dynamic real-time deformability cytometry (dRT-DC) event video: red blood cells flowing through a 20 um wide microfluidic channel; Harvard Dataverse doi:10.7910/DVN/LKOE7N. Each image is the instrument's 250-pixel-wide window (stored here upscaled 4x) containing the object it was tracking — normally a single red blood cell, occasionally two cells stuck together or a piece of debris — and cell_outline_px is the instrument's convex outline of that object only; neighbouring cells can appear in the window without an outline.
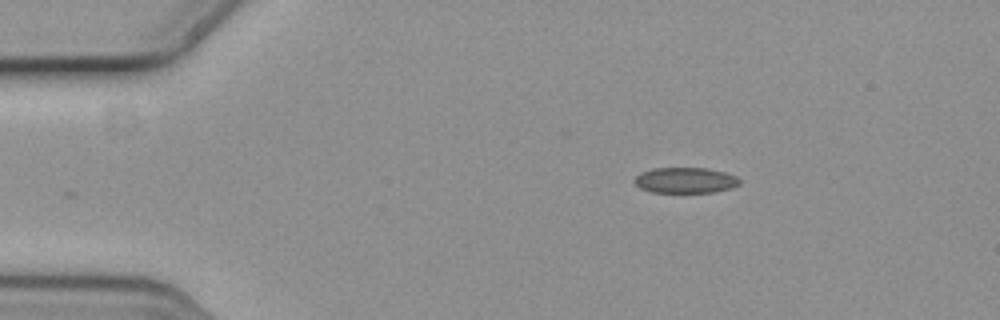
{"species": "common noctule bat (a hibernating species)", "species_latin": "Nyctalus noctula", "temperature_condition": "cold", "stored_images_in_passage": 36, "camera_frame_rate_fps": 3000, "um_per_image_px": 0.085, "animal": {"sex": "female", "body_mass_g": 19.3, "forearm_length_mm": 54.1}, "frame": {"image": 1, "passage_image": 1, "time_ms": 0.0, "image_size_px": [1000, 320], "cell_outline_px": [[740, 184], [732, 188], [712, 192], [652, 192], [640, 188], [632, 180], [640, 172], [652, 168], [704, 168], [724, 172], [736, 176], [740, 180]], "centroid_in_image_um": [58.23, 15.32], "position_along_channel_um": 26.8, "area_um2": 15.72}}
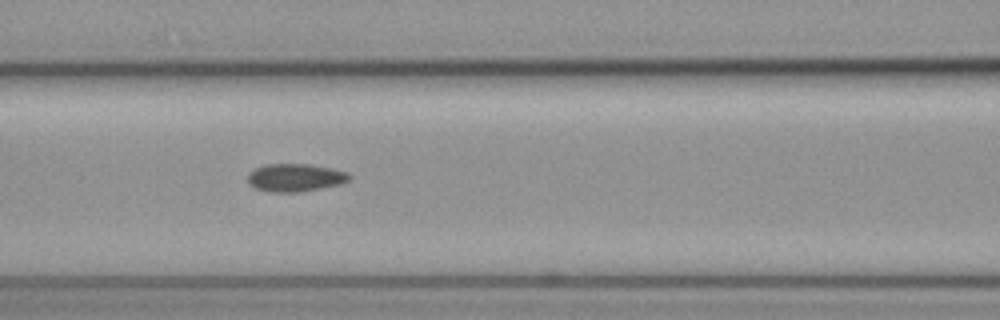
{"frame": {"image": 2, "passage_image": 16, "time_ms": 5.0, "image_size_px": [1000, 320], "cell_outline_px": [[352, 176], [348, 180], [340, 184], [300, 192], [268, 192], [256, 188], [248, 184], [248, 172], [264, 164], [308, 164], [332, 168], [348, 172]], "centroid_in_image_um": [25.08, 15.09], "position_along_channel_um": 141.5, "area_um2": 16.59}}
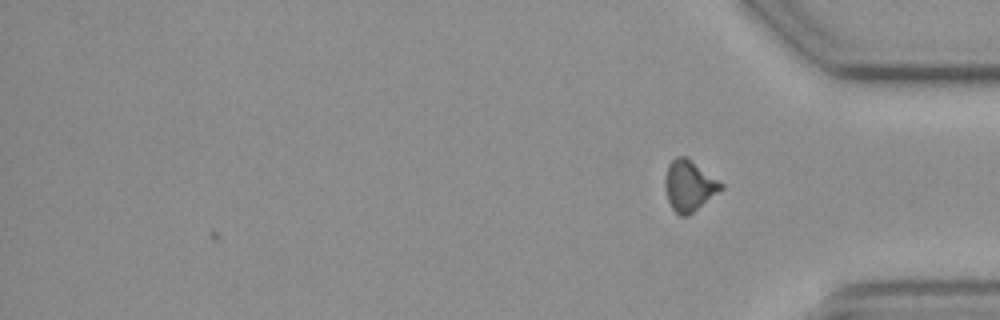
{"frame": {"image": 3, "passage_image": 36, "time_ms": 11.667, "image_size_px": [1000, 320], "cell_outline_px": [[724, 188], [688, 216], [680, 216], [672, 208], [668, 200], [664, 184], [664, 180], [668, 164], [676, 156], [684, 156], [724, 184]], "centroid_in_image_um": [58.56, 15.8], "position_along_channel_um": 376.6, "area_um2": 16.36}, "authors_computed_cell_mechanics": {"area_um2": 16.2996, "velocity_mm_per_s": 3.6085, "shape_relaxation_time_tau1_ms": 3.9772, "shape_relaxation_time_tau2_ms": 5.7943, "deformation_change_tau1": 0.0865, "deformation_change_tau2": 0.1066}}